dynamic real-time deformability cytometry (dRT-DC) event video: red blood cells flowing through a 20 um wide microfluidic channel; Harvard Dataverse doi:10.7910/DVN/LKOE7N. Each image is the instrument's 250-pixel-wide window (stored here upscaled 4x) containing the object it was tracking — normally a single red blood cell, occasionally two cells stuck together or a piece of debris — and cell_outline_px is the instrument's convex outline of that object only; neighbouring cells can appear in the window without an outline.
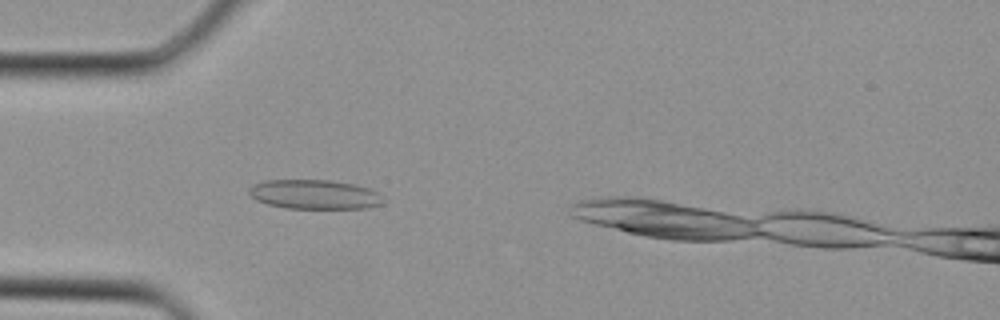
{"species": "Egyptian fruit bat (a non-hibernating species)", "species_latin": "Rousettus aegyptiacus", "temperature_condition": "cold", "stored_images_in_passage": 21, "camera_frame_rate_fps": 3000, "um_per_image_px": 0.085, "animal": {"sex": "female"}, "frame": {"image": 1, "passage_image": 2, "time_ms": 0.333, "image_size_px": [1000, 320], "cell_outline_px": [[384, 204], [368, 208], [288, 208], [268, 204], [256, 200], [248, 196], [248, 188], [252, 184], [264, 180], [332, 180], [356, 184], [368, 188], [376, 192]], "centroid_in_image_um": [26.68, 16.51], "position_along_channel_um": 58.3, "area_um2": 23.06}}
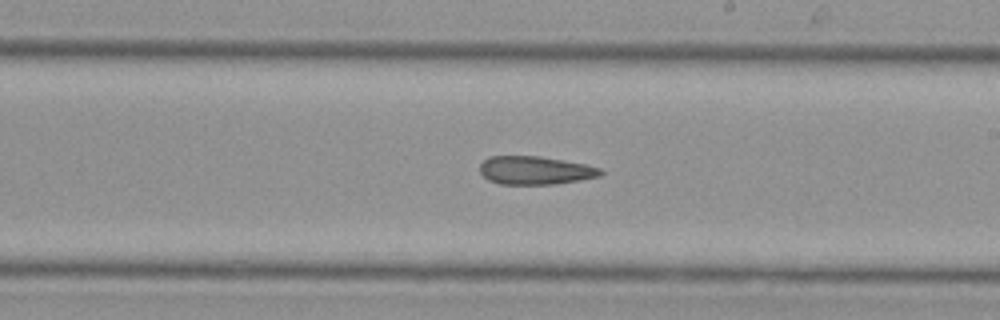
{"frame": {"image": 2, "passage_image": 12, "time_ms": 3.667, "image_size_px": [1000, 320], "cell_outline_px": [[604, 172], [600, 176], [580, 180], [556, 184], [500, 184], [488, 180], [480, 172], [480, 164], [488, 156], [540, 156], [584, 164], [600, 168]], "centroid_in_image_um": [45.48, 14.48], "position_along_channel_um": 243.5, "area_um2": 19.88}}
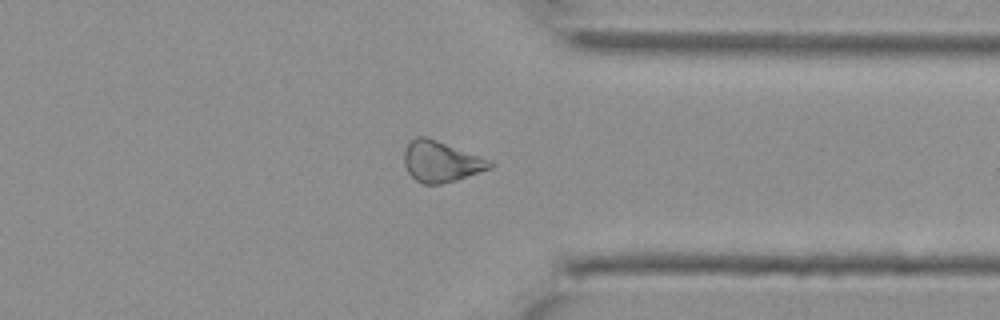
{"frame": {"image": 3, "passage_image": 19, "time_ms": 6.0, "image_size_px": [1000, 320], "cell_outline_px": [[496, 164], [492, 168], [456, 180], [440, 184], [420, 184], [408, 172], [404, 164], [404, 152], [408, 144], [416, 136], [424, 136], [436, 140], [480, 156]], "centroid_in_image_um": [37.48, 13.75], "position_along_channel_um": 373.9, "area_um2": 20.23}}